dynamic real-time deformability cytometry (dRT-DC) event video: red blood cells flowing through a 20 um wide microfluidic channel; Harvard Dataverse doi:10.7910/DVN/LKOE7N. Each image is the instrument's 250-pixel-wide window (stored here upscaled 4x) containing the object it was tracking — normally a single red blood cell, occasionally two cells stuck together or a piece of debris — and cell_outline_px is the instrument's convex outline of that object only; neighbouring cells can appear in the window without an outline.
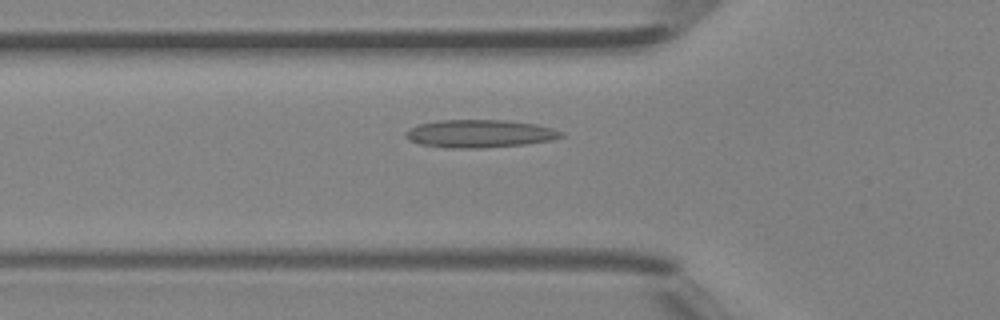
{"species": "Egyptian fruit bat (a non-hibernating species)", "species_latin": "Rousettus aegyptiacus", "temperature_condition": "room temperature", "stored_images_in_passage": 43, "camera_frame_rate_fps": 3000, "um_per_image_px": 0.085, "animal": {"sex": "female"}, "frame": {"image": 1, "passage_image": 16, "time_ms": 5.0, "image_size_px": [1000, 320], "cell_outline_px": [[564, 136], [552, 140], [524, 144], [484, 148], [448, 148], [420, 144], [408, 140], [404, 136], [404, 132], [408, 128], [420, 124], [440, 120], [504, 120], [536, 124], [552, 128], [564, 132]], "centroid_in_image_um": [40.75, 11.36], "position_along_channel_um": 85.0, "area_um2": 25.37}}
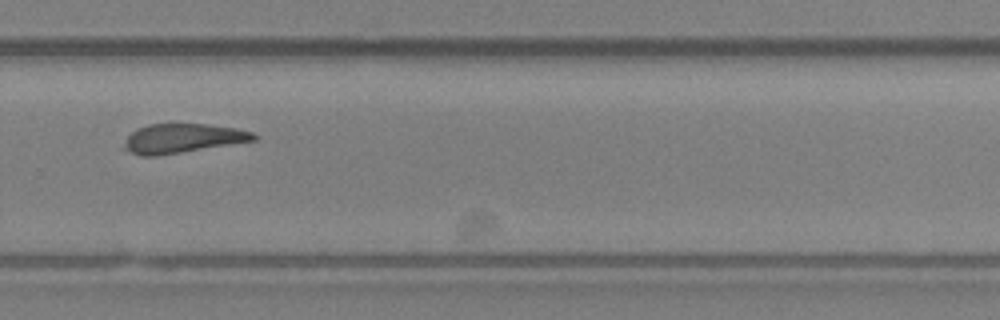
{"frame": {"image": 2, "passage_image": 32, "time_ms": 10.333, "image_size_px": [1000, 320], "cell_outline_px": [[260, 136], [256, 140], [156, 156], [140, 156], [120, 148], [128, 136], [136, 128], [148, 124], [208, 124], [236, 128], [252, 132]], "centroid_in_image_um": [15.48, 11.76], "position_along_channel_um": 314.3, "area_um2": 22.14}}
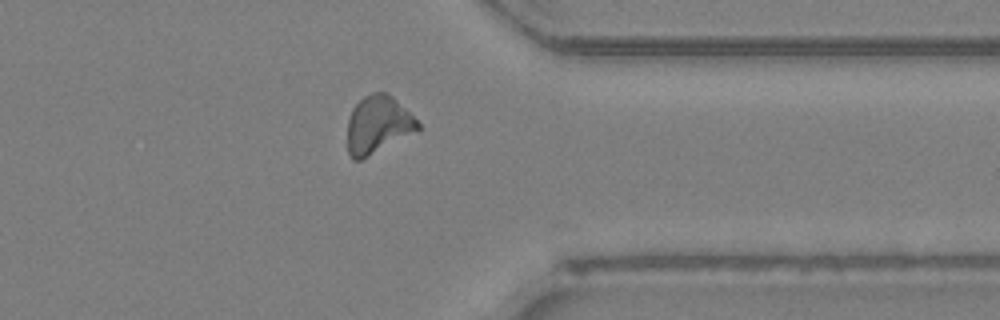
{"frame": {"image": 3, "passage_image": 37, "time_ms": 12.0, "image_size_px": [1000, 320], "cell_outline_px": [[420, 132], [360, 160], [352, 160], [348, 152], [348, 120], [352, 108], [364, 96], [372, 92], [384, 92], [392, 96], [420, 124]], "centroid_in_image_um": [32.14, 10.63], "position_along_channel_um": 379.3, "area_um2": 23.81}, "authors_computed_cell_mechanics": {"area_um2": 23.1778, "velocity_mm_per_s": 4.3003, "shape_relaxation_time_tau1_ms": null, "shape_relaxation_time_tau2_ms": 8.9184, "deformation_change_tau1": null, "deformation_change_tau2": 0.2125}}